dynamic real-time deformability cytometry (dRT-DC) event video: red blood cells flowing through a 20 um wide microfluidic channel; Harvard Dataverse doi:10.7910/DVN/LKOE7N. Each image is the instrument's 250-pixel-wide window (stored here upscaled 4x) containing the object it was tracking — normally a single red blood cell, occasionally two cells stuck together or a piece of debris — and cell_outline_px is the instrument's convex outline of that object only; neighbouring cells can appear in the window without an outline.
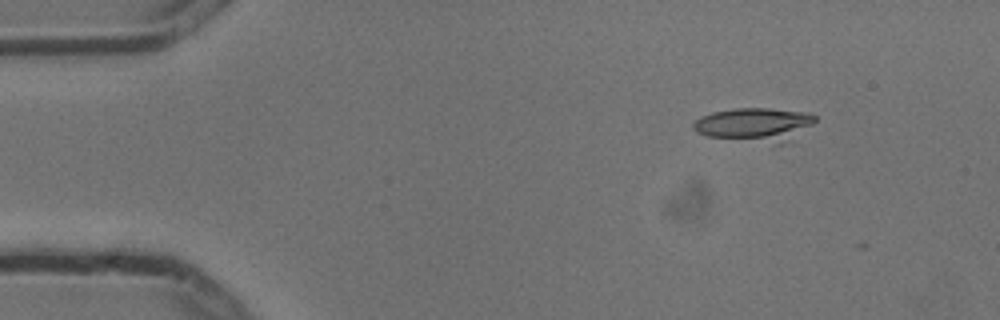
{"species": "common noctule bat (a hibernating species)", "species_latin": "Nyctalus noctula", "temperature_condition": "cold", "stored_images_in_passage": 4, "camera_frame_rate_fps": 3000, "um_per_image_px": 0.085, "animal": {"sex": "male", "body_mass_g": 13.3}, "frame": {"image": 1, "passage_image": 2, "time_ms": 0.333, "image_size_px": [1000, 320], "cell_outline_px": [[816, 120], [812, 124], [780, 144], [772, 148], [708, 136], [696, 132], [692, 128], [692, 124], [700, 116], [712, 112], [736, 108], [768, 108], [812, 112], [816, 116]], "centroid_in_image_um": [64.11, 10.63], "position_along_channel_um": 20.9, "area_um2": 24.85}}